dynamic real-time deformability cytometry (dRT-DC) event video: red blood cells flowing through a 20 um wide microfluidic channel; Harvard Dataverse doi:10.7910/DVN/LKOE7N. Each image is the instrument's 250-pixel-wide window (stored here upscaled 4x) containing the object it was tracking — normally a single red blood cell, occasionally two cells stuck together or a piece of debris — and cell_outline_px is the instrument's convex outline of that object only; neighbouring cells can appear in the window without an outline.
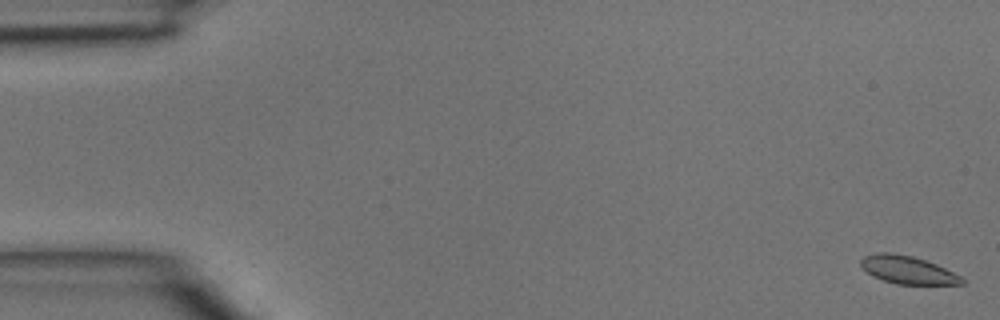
{"species": "common noctule bat (a hibernating species)", "species_latin": "Nyctalus noctula", "temperature_condition": "room temperature", "stored_images_in_passage": 4, "camera_frame_rate_fps": 3000, "um_per_image_px": 0.085, "animal": {"sex": "male", "body_mass_g": 15.6}, "frame": {"image": 1, "passage_image": 1, "time_ms": 0.0, "image_size_px": [1000, 320], "cell_outline_px": [[964, 284], [896, 284], [872, 276], [860, 264], [860, 260], [864, 256], [876, 252], [888, 252], [912, 256], [936, 264], [960, 276], [964, 280]], "centroid_in_image_um": [77.12, 22.93], "position_along_channel_um": 7.9, "area_um2": 16.18}}
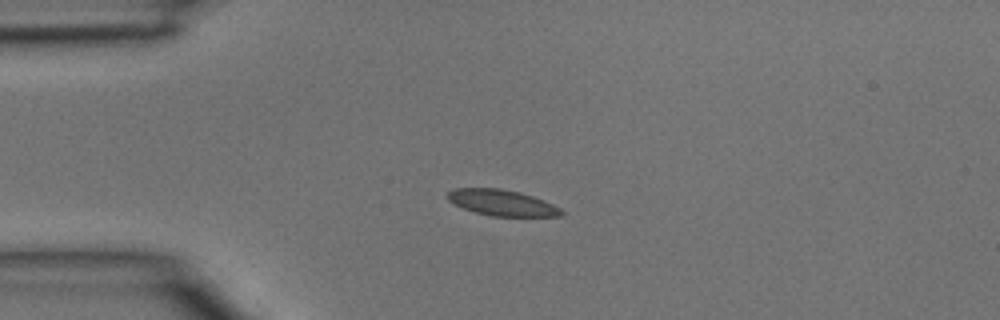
{"frame": {"image": 2, "passage_image": 4, "time_ms": 1.0, "image_size_px": [1000, 320], "cell_outline_px": [[564, 216], [492, 216], [476, 212], [464, 208], [448, 200], [448, 192], [456, 188], [500, 188], [520, 192], [544, 200], [560, 208], [564, 212]], "centroid_in_image_um": [42.71, 17.23], "position_along_channel_um": 42.3, "area_um2": 17.05}}